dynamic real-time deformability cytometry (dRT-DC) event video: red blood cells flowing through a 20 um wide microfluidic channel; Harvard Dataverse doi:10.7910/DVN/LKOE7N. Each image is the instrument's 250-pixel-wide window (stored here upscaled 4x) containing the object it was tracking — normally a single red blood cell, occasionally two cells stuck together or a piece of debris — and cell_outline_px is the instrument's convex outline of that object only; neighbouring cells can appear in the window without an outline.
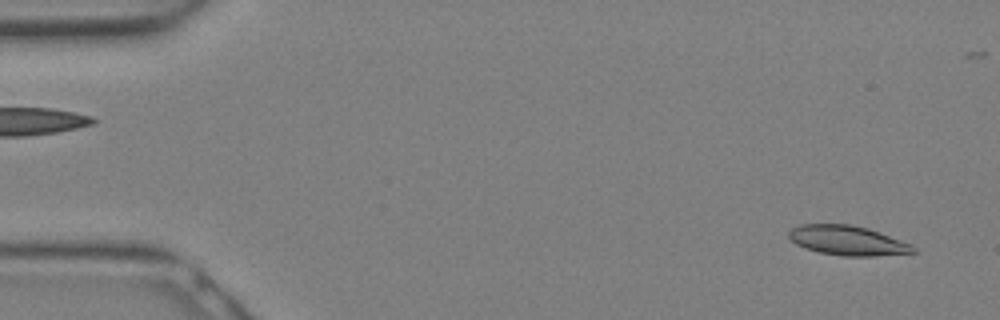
{"species": "Egyptian fruit bat (a non-hibernating species)", "species_latin": "Rousettus aegyptiacus", "temperature_condition": "warm", "stored_images_in_passage": 7, "camera_frame_rate_fps": 3000, "um_per_image_px": 0.085, "animal": {"sex": "female"}, "frame": {"image": 1, "passage_image": 1, "time_ms": 0.0, "image_size_px": [1000, 320], "cell_outline_px": [[916, 252], [876, 256], [844, 256], [820, 252], [796, 244], [788, 236], [788, 232], [792, 228], [800, 224], [852, 224], [868, 228], [912, 244], [916, 248]], "centroid_in_image_um": [72.06, 20.43], "position_along_channel_um": 12.9, "area_um2": 21.39}}